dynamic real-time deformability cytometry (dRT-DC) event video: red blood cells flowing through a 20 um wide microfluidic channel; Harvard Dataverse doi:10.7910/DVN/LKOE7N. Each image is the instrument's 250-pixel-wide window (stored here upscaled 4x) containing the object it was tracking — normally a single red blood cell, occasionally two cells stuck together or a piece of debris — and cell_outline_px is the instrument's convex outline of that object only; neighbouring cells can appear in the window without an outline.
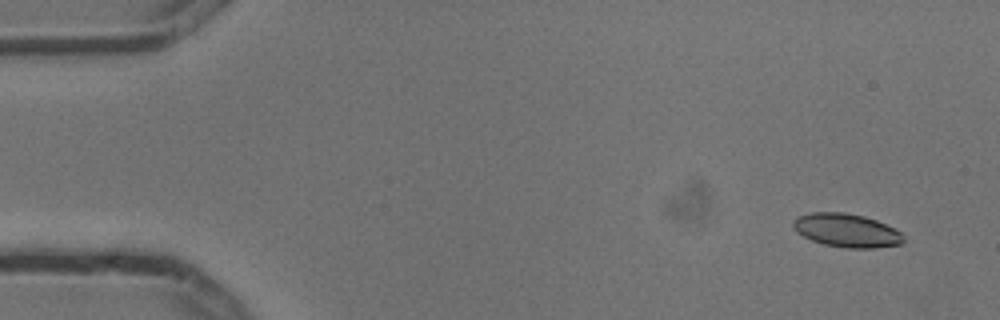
{"species": "common noctule bat (a hibernating species)", "species_latin": "Nyctalus noctula", "temperature_condition": "cold", "stored_images_in_passage": 9, "camera_frame_rate_fps": 3000, "um_per_image_px": 0.085, "animal": {"sex": "male", "body_mass_g": 13.3}, "frame": {"image": 1, "passage_image": 1, "time_ms": 0.0, "image_size_px": [1000, 320], "cell_outline_px": [[904, 240], [900, 244], [872, 248], [848, 248], [824, 244], [812, 240], [796, 232], [792, 224], [792, 220], [796, 216], [808, 212], [844, 212], [864, 216], [876, 220], [900, 232], [904, 236]], "centroid_in_image_um": [71.91, 19.57], "position_along_channel_um": 13.1, "area_um2": 21.5}}
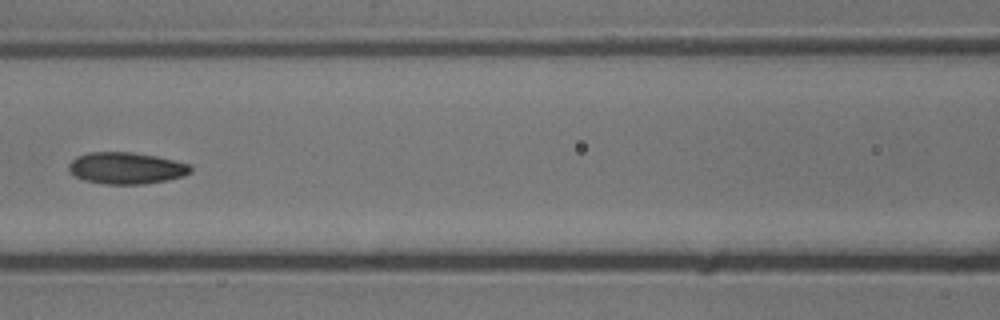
{"frame": {"image": 2, "passage_image": 7, "time_ms": 2.0, "image_size_px": [1000, 320], "cell_outline_px": [[192, 172], [184, 176], [168, 180], [144, 184], [104, 184], [84, 180], [76, 176], [68, 168], [68, 164], [76, 156], [88, 152], [132, 152], [156, 156], [192, 164]], "centroid_in_image_um": [10.77, 14.29], "position_along_channel_um": 155.8, "area_um2": 22.66}}
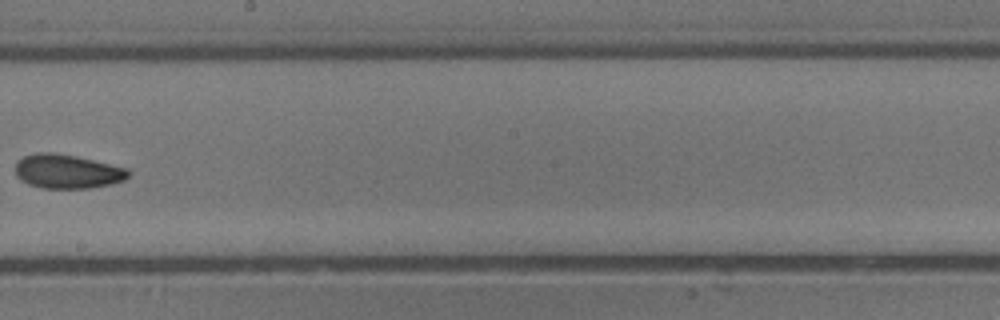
{"frame": {"image": 3, "passage_image": 9, "time_ms": 2.667, "image_size_px": [1000, 320], "cell_outline_px": [[132, 172], [124, 180], [108, 184], [88, 188], [40, 188], [28, 184], [20, 180], [16, 176], [16, 160], [24, 156], [36, 152], [52, 152], [76, 156], [128, 168]], "centroid_in_image_um": [5.69, 14.56], "position_along_channel_um": 242.5, "area_um2": 22.54}}